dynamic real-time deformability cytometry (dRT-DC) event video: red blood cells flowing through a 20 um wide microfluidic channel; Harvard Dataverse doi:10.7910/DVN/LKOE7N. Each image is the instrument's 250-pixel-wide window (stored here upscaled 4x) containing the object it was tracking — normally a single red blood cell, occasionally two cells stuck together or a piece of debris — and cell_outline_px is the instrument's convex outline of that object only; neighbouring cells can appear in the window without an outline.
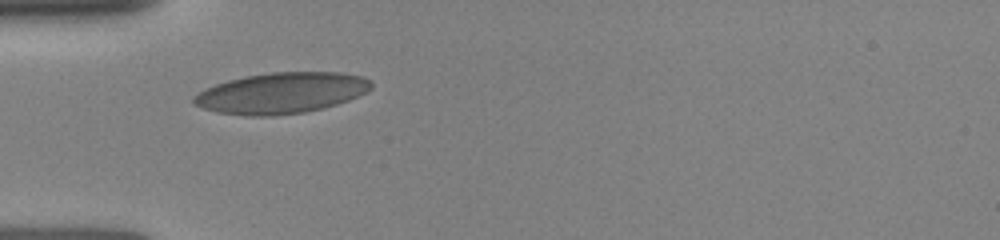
{"species": "human", "species_latin": "Homo sapiens", "temperature_condition": "room temperature", "stored_images_in_passage": 18, "camera_frame_rate_fps": 3000, "um_per_image_px": 0.085, "donor": {"sex": "female"}, "frame": {"image": 1, "passage_image": 1, "time_ms": 0.0, "image_size_px": [1000, 240], "cell_outline_px": [[372, 88], [348, 100], [336, 104], [304, 112], [272, 116], [248, 116], [216, 112], [192, 104], [192, 96], [204, 88], [228, 80], [244, 76], [272, 72], [340, 72], [360, 76], [368, 80], [372, 84]], "centroid_in_image_um": [23.84, 7.9], "position_along_channel_um": 61.2, "area_um2": 42.19}}
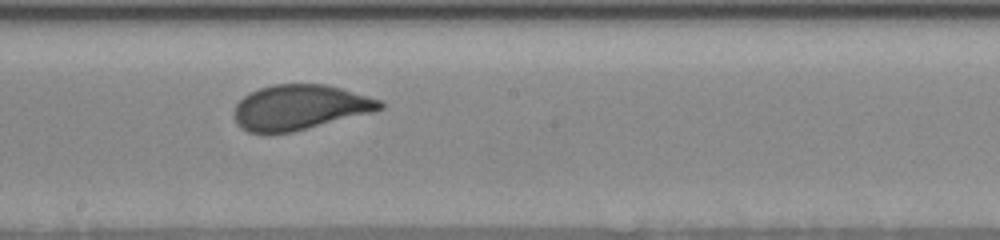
{"frame": {"image": 2, "passage_image": 5, "time_ms": 4.0, "image_size_px": [1000, 240], "cell_outline_px": [[384, 108], [372, 112], [292, 132], [264, 136], [248, 132], [240, 128], [236, 124], [232, 116], [232, 112], [236, 104], [244, 96], [260, 88], [272, 84], [324, 84], [340, 88], [368, 96], [380, 100], [384, 104]], "centroid_in_image_um": [25.39, 9.16], "position_along_channel_um": 222.8, "area_um2": 38.73}}
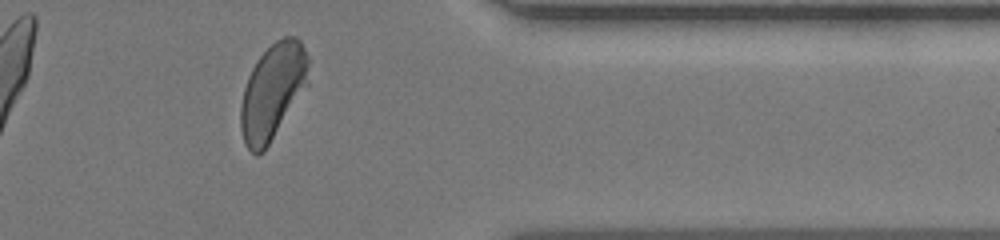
{"frame": {"image": 3, "passage_image": 13, "time_ms": 8.333, "image_size_px": [1000, 240], "cell_outline_px": [[308, 84], [264, 152], [256, 156], [244, 144], [240, 128], [240, 104], [244, 88], [248, 76], [256, 60], [276, 40], [284, 36], [296, 36], [300, 40], [308, 56]], "centroid_in_image_um": [23.16, 7.79], "position_along_channel_um": 388.2, "area_um2": 37.86}}